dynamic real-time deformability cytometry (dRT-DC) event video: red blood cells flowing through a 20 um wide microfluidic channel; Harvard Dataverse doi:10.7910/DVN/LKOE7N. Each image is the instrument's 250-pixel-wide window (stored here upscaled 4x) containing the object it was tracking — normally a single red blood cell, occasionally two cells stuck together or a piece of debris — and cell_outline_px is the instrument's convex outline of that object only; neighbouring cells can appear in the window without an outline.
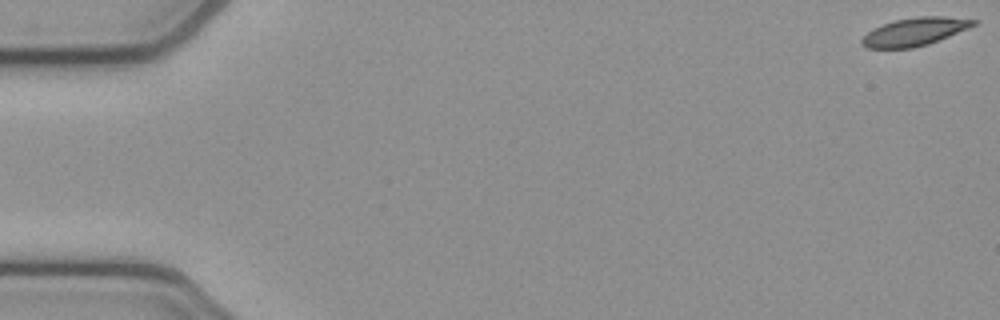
{"species": "common noctule bat (a hibernating species)", "species_latin": "Nyctalus noctula", "temperature_condition": "cold", "stored_images_in_passage": 54, "camera_frame_rate_fps": 3000, "um_per_image_px": 0.085, "animal": {"sex": "female", "body_mass_g": 21.9}, "frame": {"image": 1, "passage_image": 1, "time_ms": 0.0, "image_size_px": [1000, 320], "cell_outline_px": [[980, 20], [976, 24], [968, 28], [928, 44], [912, 48], [864, 48], [860, 44], [860, 40], [872, 28], [896, 20], [916, 16], [944, 16]], "centroid_in_image_um": [77.73, 2.69], "position_along_channel_um": 7.3, "area_um2": 18.21}}
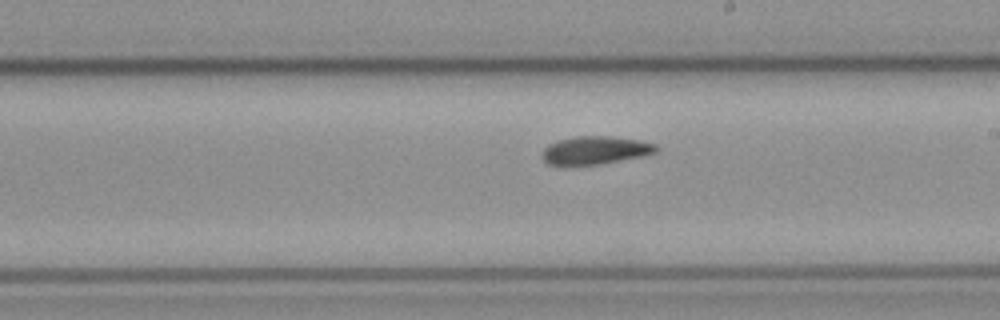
{"frame": {"image": 2, "passage_image": 31, "time_ms": 10.0, "image_size_px": [1000, 320], "cell_outline_px": [[660, 148], [656, 152], [640, 156], [600, 164], [568, 168], [560, 168], [548, 164], [540, 156], [544, 148], [548, 144], [556, 140], [576, 136], [608, 136], [640, 140], [656, 144]], "centroid_in_image_um": [50.49, 12.81], "position_along_channel_um": 238.5, "area_um2": 19.36}}
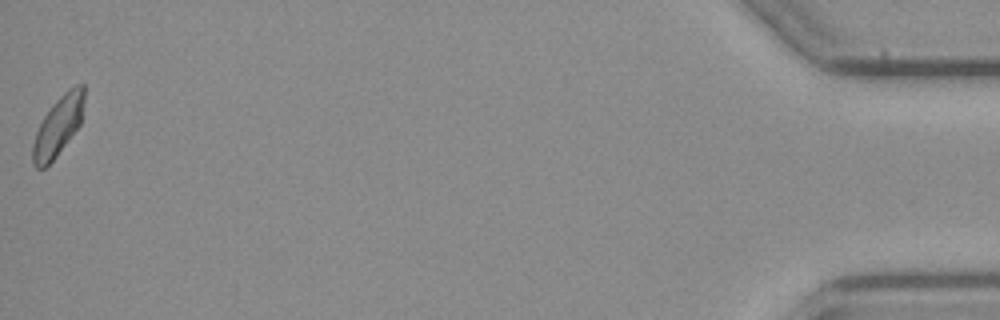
{"frame": {"image": 3, "passage_image": 54, "time_ms": 17.667, "image_size_px": [1000, 320], "cell_outline_px": [[84, 100], [80, 124], [56, 156], [44, 168], [36, 168], [32, 164], [32, 144], [36, 132], [44, 116], [52, 104], [68, 88], [76, 84], [84, 84]], "centroid_in_image_um": [4.93, 10.7], "position_along_channel_um": 430.3, "area_um2": 17.63}, "authors_computed_cell_mechanics": {"area_um2": 18.6983, "velocity_mm_per_s": 3.8309, "shape_relaxation_time_tau1_ms": 6.5035, "shape_relaxation_time_tau2_ms": 4.2886, "deformation_change_tau1": 0.1337, "deformation_change_tau2": 0.0919}}